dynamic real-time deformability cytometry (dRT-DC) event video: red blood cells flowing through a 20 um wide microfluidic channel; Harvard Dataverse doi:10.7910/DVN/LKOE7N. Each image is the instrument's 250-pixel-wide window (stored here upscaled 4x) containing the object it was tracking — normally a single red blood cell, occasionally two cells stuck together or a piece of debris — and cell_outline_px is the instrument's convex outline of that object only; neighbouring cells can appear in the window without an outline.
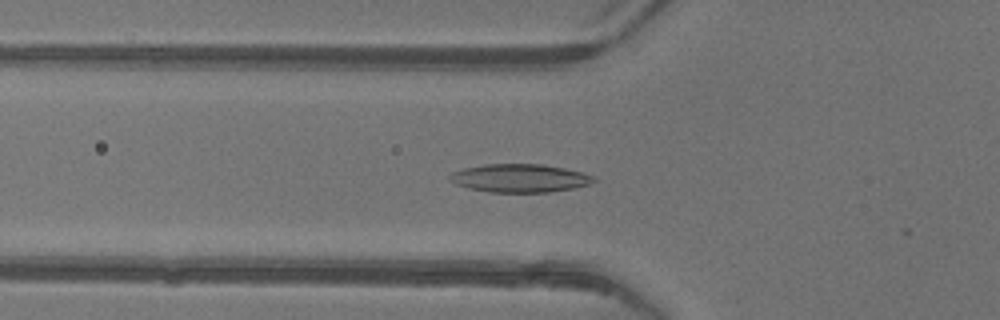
{"species": "common noctule bat (a hibernating species)", "species_latin": "Nyctalus noctula", "temperature_condition": "warm", "stored_images_in_passage": 19, "camera_frame_rate_fps": 3000, "um_per_image_px": 0.085, "animal": {"sex": "female"}, "frame": {"image": 1, "passage_image": 11, "time_ms": 3.333, "image_size_px": [1000, 320], "cell_outline_px": [[596, 180], [592, 184], [572, 188], [548, 192], [488, 192], [468, 188], [456, 184], [448, 180], [448, 176], [452, 172], [464, 168], [484, 164], [540, 164], [564, 168], [596, 176]], "centroid_in_image_um": [44.17, 15.14], "position_along_channel_um": 81.6, "area_um2": 23.76}}
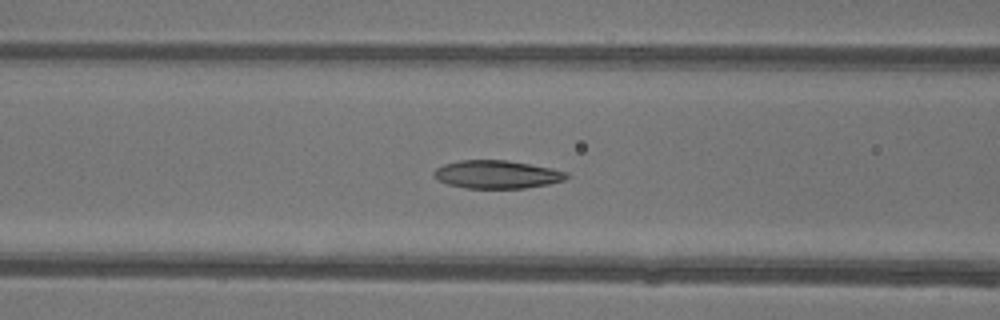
{"frame": {"image": 2, "passage_image": 14, "time_ms": 4.333, "image_size_px": [1000, 320], "cell_outline_px": [[568, 176], [564, 180], [548, 184], [524, 188], [464, 188], [448, 184], [436, 180], [432, 176], [432, 172], [436, 168], [444, 164], [460, 160], [508, 160], [552, 168], [568, 172]], "centroid_in_image_um": [42.2, 14.82], "position_along_channel_um": 124.4, "area_um2": 21.85}}
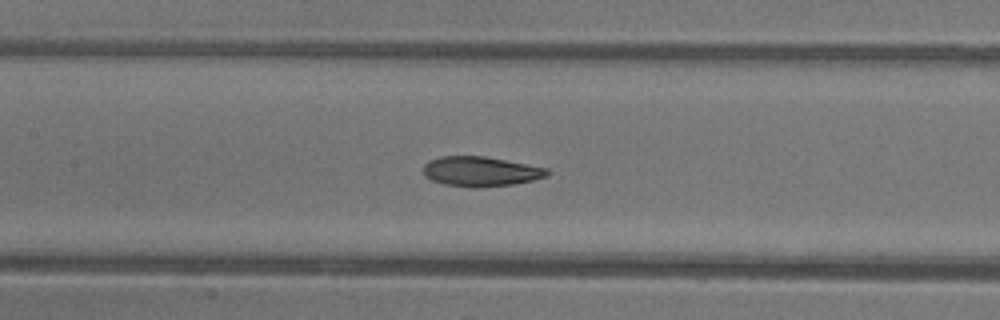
{"frame": {"image": 3, "passage_image": 17, "time_ms": 5.333, "image_size_px": [1000, 320], "cell_outline_px": [[552, 172], [548, 176], [532, 180], [512, 184], [480, 188], [472, 188], [444, 184], [432, 180], [424, 176], [424, 164], [428, 160], [440, 156], [484, 156], [548, 168]], "centroid_in_image_um": [40.86, 14.57], "position_along_channel_um": 166.5, "area_um2": 21.68}}